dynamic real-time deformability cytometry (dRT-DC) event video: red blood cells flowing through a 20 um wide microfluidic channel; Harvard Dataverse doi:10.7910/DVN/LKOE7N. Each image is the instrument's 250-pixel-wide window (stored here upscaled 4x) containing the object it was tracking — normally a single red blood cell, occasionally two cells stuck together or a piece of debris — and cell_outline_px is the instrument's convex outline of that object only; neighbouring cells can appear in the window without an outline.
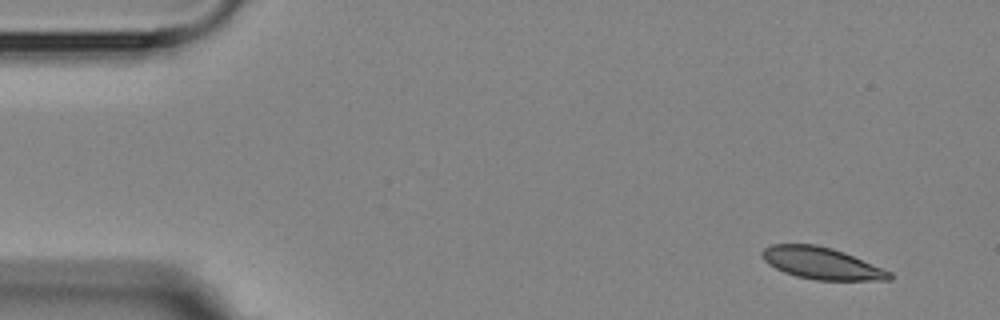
{"species": "Egyptian fruit bat (a non-hibernating species)", "species_latin": "Rousettus aegyptiacus", "temperature_condition": "room temperature", "stored_images_in_passage": 8, "camera_frame_rate_fps": 3000, "um_per_image_px": 0.085, "animal": {"sex": "female"}, "frame": {"image": 1, "passage_image": 1, "time_ms": 0.0, "image_size_px": [1000, 320], "cell_outline_px": [[892, 280], [816, 280], [796, 276], [784, 272], [768, 264], [760, 256], [760, 252], [764, 248], [772, 244], [816, 244], [832, 248], [844, 252], [892, 272]], "centroid_in_image_um": [69.81, 22.37], "position_along_channel_um": 15.2, "area_um2": 23.7}}
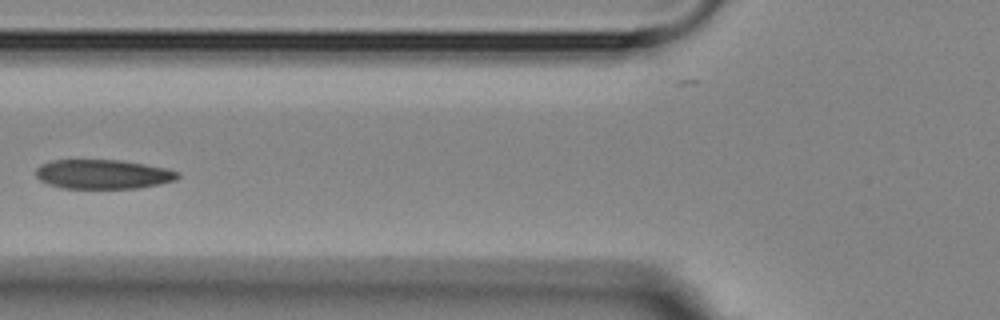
{"frame": {"image": 2, "passage_image": 5, "time_ms": 5.667, "image_size_px": [1000, 320], "cell_outline_px": [[180, 176], [176, 180], [160, 184], [140, 188], [60, 188], [48, 184], [40, 180], [36, 176], [36, 168], [40, 164], [52, 160], [120, 160], [168, 168], [180, 172]], "centroid_in_image_um": [8.77, 14.81], "position_along_channel_um": 117.0, "area_um2": 24.45}}
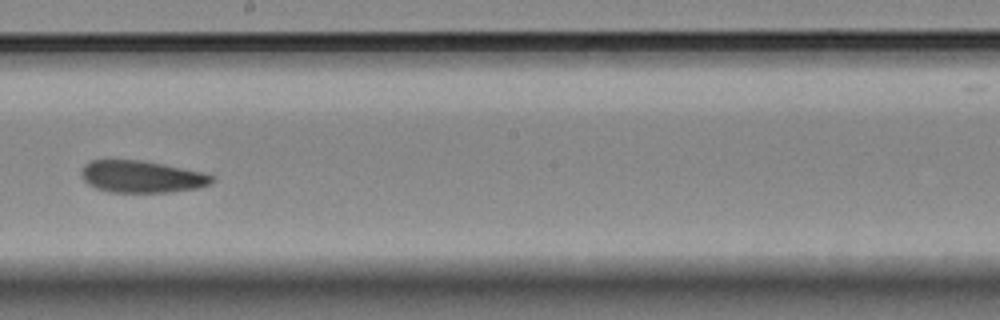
{"frame": {"image": 3, "passage_image": 8, "time_ms": 9.0, "image_size_px": [1000, 320], "cell_outline_px": [[216, 180], [212, 184], [200, 188], [168, 192], [108, 192], [96, 188], [88, 184], [84, 180], [80, 172], [84, 164], [92, 160], [140, 160], [164, 164], [204, 172], [216, 176]], "centroid_in_image_um": [12.1, 15.02], "position_along_channel_um": 236.1, "area_um2": 24.68}}